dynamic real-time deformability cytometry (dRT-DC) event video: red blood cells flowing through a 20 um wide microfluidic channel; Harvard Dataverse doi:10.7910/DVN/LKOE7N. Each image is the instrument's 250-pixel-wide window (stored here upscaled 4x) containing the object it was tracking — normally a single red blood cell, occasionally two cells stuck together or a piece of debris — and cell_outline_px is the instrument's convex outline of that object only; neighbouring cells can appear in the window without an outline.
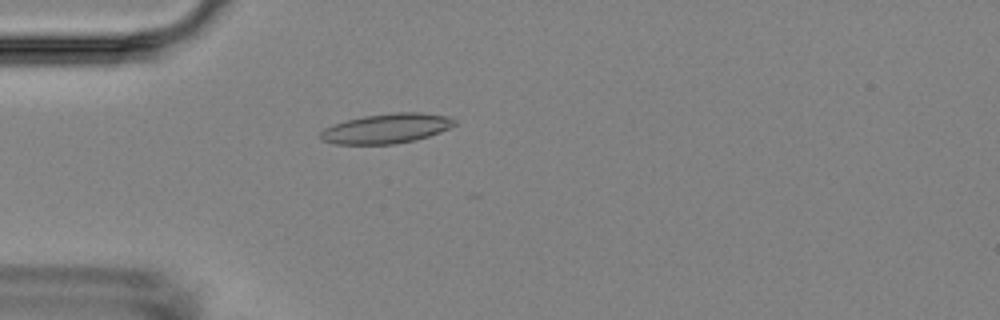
{"species": "Egyptian fruit bat (a non-hibernating species)", "species_latin": "Rousettus aegyptiacus", "temperature_condition": "room temperature", "stored_images_in_passage": 1, "camera_frame_rate_fps": 3000, "um_per_image_px": 0.085, "animal": {"sex": "female"}, "frame": {"image": 1, "passage_image": 1, "time_ms": 0.0, "image_size_px": [1000, 320], "cell_outline_px": [[456, 124], [440, 132], [416, 140], [392, 144], [336, 144], [320, 140], [320, 132], [324, 128], [332, 124], [364, 116], [396, 112], [420, 112], [448, 116], [456, 120]], "centroid_in_image_um": [32.84, 10.92], "position_along_channel_um": 52.2, "area_um2": 23.24}}